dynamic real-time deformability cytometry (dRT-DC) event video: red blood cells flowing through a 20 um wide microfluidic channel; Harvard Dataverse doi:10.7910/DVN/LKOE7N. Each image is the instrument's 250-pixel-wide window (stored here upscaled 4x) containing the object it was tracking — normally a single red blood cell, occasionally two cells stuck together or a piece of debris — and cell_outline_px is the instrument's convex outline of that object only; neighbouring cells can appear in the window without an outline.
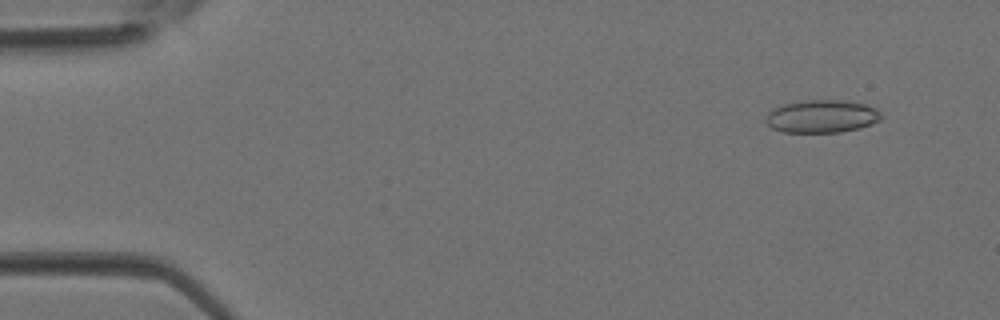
{"species": "Egyptian fruit bat (a non-hibernating species)", "species_latin": "Rousettus aegyptiacus", "temperature_condition": "room temperature", "stored_images_in_passage": 5, "camera_frame_rate_fps": 3000, "um_per_image_px": 0.085, "animal": {"sex": "female"}, "frame": {"image": 1, "passage_image": 2, "time_ms": 0.333, "image_size_px": [1000, 320], "cell_outline_px": [[884, 116], [880, 120], [872, 124], [860, 128], [840, 132], [784, 132], [772, 128], [764, 120], [764, 116], [768, 112], [784, 104], [808, 100], [840, 100], [864, 104], [876, 108]], "centroid_in_image_um": [69.87, 9.9], "position_along_channel_um": 15.1, "area_um2": 22.08}}
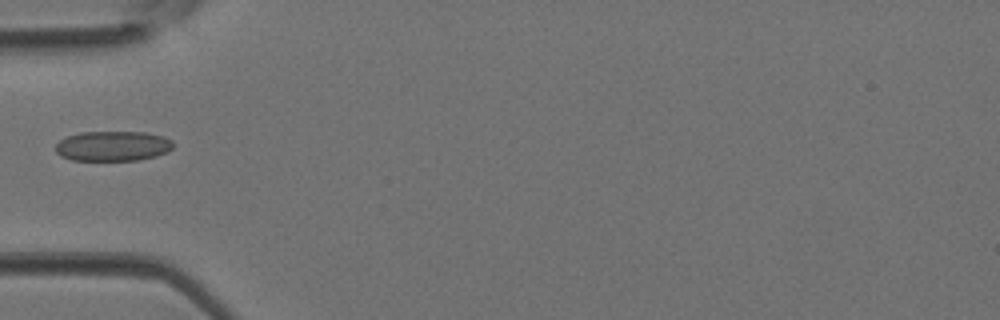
{"frame": {"image": 2, "passage_image": 5, "time_ms": 1.333, "image_size_px": [1000, 320], "cell_outline_px": [[176, 144], [168, 152], [156, 156], [140, 160], [72, 160], [60, 156], [56, 152], [56, 144], [60, 140], [68, 136], [80, 132], [144, 132], [164, 136], [172, 140]], "centroid_in_image_um": [9.63, 12.41], "position_along_channel_um": 75.4, "area_um2": 20.75}}